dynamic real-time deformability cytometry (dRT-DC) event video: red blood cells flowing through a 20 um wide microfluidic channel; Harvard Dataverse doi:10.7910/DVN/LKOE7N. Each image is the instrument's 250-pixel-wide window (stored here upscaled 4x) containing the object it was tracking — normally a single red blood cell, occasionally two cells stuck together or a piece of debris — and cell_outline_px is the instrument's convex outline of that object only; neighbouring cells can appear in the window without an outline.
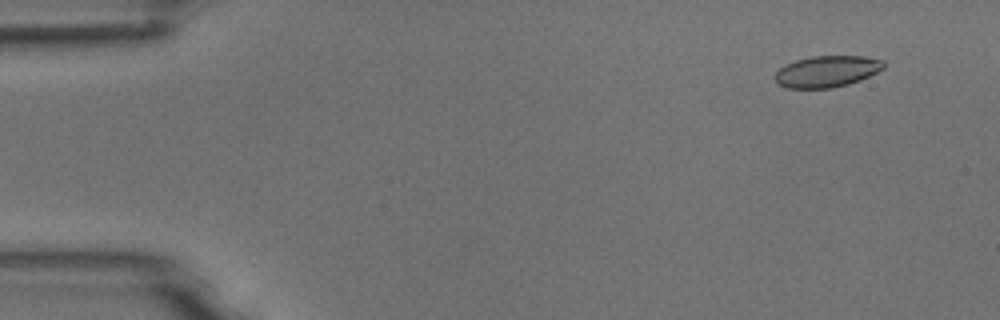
{"species": "common noctule bat (a hibernating species)", "species_latin": "Nyctalus noctula", "temperature_condition": "room temperature", "stored_images_in_passage": 51, "camera_frame_rate_fps": 3000, "um_per_image_px": 0.085, "animal": {"sex": "male", "body_mass_g": 18.8}, "frame": {"image": 1, "passage_image": 1, "time_ms": 0.0, "image_size_px": [1000, 320], "cell_outline_px": [[884, 68], [860, 80], [848, 84], [832, 88], [788, 88], [780, 84], [776, 80], [776, 72], [784, 64], [796, 60], [812, 56], [864, 56], [884, 60]], "centroid_in_image_um": [70.3, 6.06], "position_along_channel_um": 14.7, "area_um2": 19.77}}
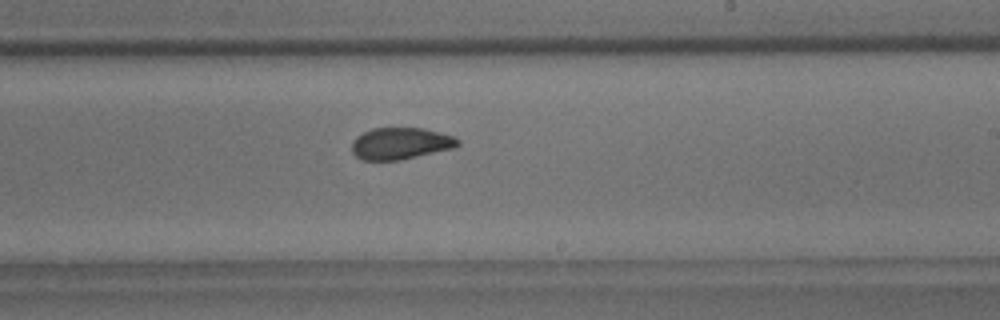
{"frame": {"image": 2, "passage_image": 29, "time_ms": 9.333, "image_size_px": [1000, 320], "cell_outline_px": [[460, 144], [452, 148], [400, 160], [364, 160], [356, 156], [352, 152], [352, 140], [356, 136], [372, 128], [424, 128], [456, 136], [460, 140]], "centroid_in_image_um": [34.05, 12.18], "position_along_channel_um": 255.0, "area_um2": 19.65}}
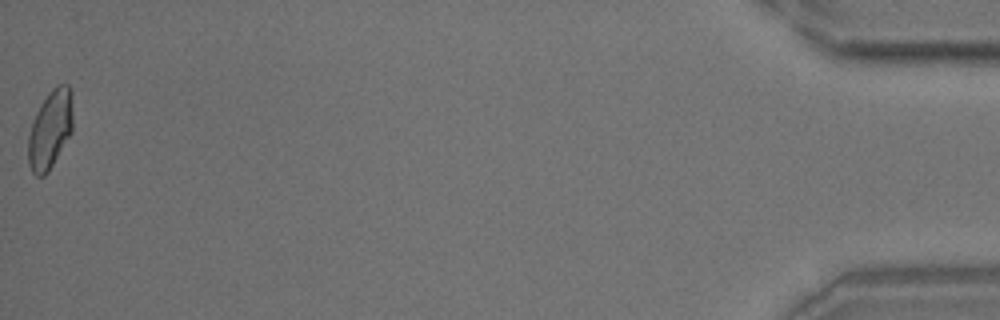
{"frame": {"image": 3, "passage_image": 51, "time_ms": 16.667, "image_size_px": [1000, 320], "cell_outline_px": [[72, 132], [48, 172], [44, 176], [36, 176], [32, 172], [28, 164], [28, 136], [32, 120], [40, 104], [48, 92], [56, 84], [68, 84], [72, 92]], "centroid_in_image_um": [4.26, 10.98], "position_along_channel_um": 430.9, "area_um2": 20.69}, "authors_computed_cell_mechanics": {"area_um2": 20.3456, "velocity_mm_per_s": 3.715, "shape_relaxation_time_tau1_ms": 5.2279, "shape_relaxation_time_tau2_ms": 1.4136, "deformation_change_tau1": 0.1204, "deformation_change_tau2": 0.0556}}